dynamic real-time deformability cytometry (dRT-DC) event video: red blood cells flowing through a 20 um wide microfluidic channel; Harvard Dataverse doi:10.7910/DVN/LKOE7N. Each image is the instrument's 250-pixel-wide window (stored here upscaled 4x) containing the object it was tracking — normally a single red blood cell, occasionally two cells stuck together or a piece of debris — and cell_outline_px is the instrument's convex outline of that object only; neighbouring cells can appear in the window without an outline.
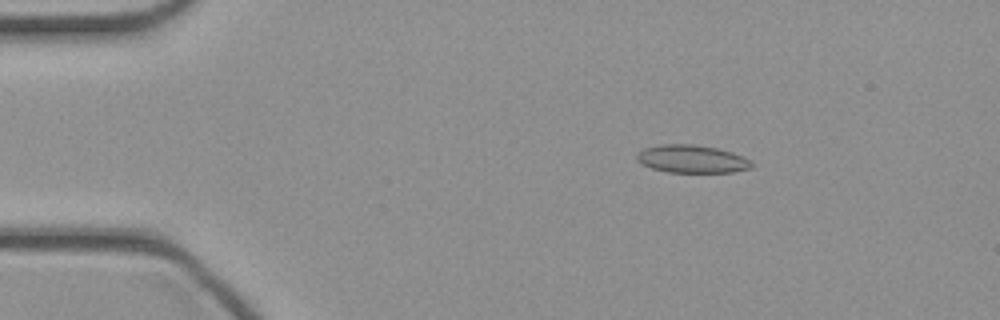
{"species": "common noctule bat (a hibernating species)", "species_latin": "Nyctalus noctula", "temperature_condition": "cold", "stored_images_in_passage": 46, "camera_frame_rate_fps": 3000, "um_per_image_px": 0.085, "animal": {"sex": "female", "body_mass_g": 21.9}, "frame": {"image": 1, "passage_image": 8, "time_ms": 2.333, "image_size_px": [1000, 320], "cell_outline_px": [[752, 168], [732, 172], [668, 172], [652, 168], [636, 160], [636, 152], [644, 148], [660, 144], [692, 144], [716, 148], [732, 152], [744, 156], [752, 160]], "centroid_in_image_um": [58.82, 13.5], "position_along_channel_um": 26.2, "area_um2": 18.73}}
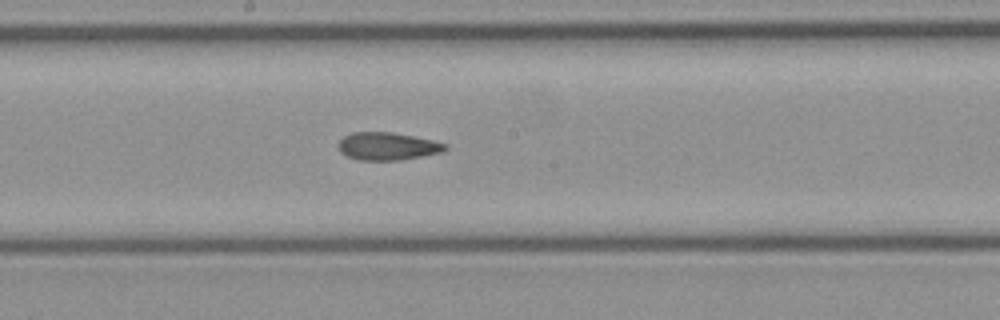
{"frame": {"image": 2, "passage_image": 25, "time_ms": 8.0, "image_size_px": [1000, 320], "cell_outline_px": [[448, 148], [440, 152], [400, 160], [356, 160], [340, 152], [340, 140], [344, 136], [352, 132], [392, 132], [432, 140], [448, 144]], "centroid_in_image_um": [32.93, 12.43], "position_along_channel_um": 215.3, "area_um2": 17.05}}
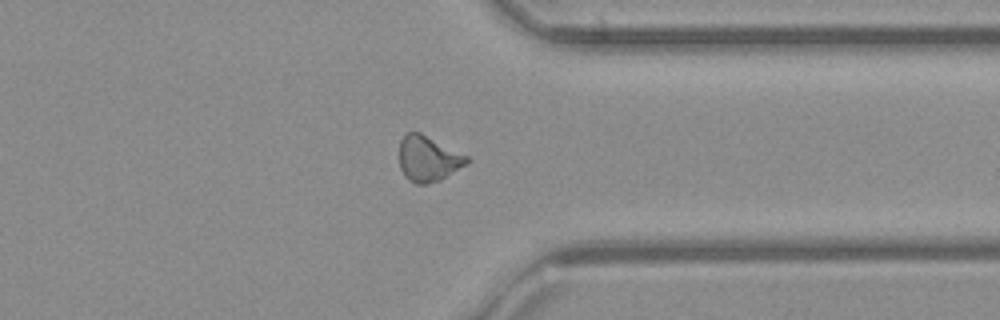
{"frame": {"image": 3, "passage_image": 36, "time_ms": 11.667, "image_size_px": [1000, 320], "cell_outline_px": [[468, 164], [440, 180], [424, 184], [416, 184], [408, 180], [404, 176], [400, 168], [400, 140], [408, 132], [420, 132], [468, 156]], "centroid_in_image_um": [36.39, 13.5], "position_along_channel_um": 375.0, "area_um2": 17.86}}